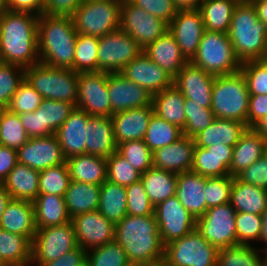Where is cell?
<instances>
[{
	"label": "cell",
	"mask_w": 267,
	"mask_h": 266,
	"mask_svg": "<svg viewBox=\"0 0 267 266\" xmlns=\"http://www.w3.org/2000/svg\"><path fill=\"white\" fill-rule=\"evenodd\" d=\"M38 19L36 14L9 10L0 15V62L24 69L40 62Z\"/></svg>",
	"instance_id": "6da1fadb"
},
{
	"label": "cell",
	"mask_w": 267,
	"mask_h": 266,
	"mask_svg": "<svg viewBox=\"0 0 267 266\" xmlns=\"http://www.w3.org/2000/svg\"><path fill=\"white\" fill-rule=\"evenodd\" d=\"M115 240L124 249L128 262H139L148 266L163 264L165 246L161 241L155 214H127L116 224Z\"/></svg>",
	"instance_id": "7a4b0ae2"
},
{
	"label": "cell",
	"mask_w": 267,
	"mask_h": 266,
	"mask_svg": "<svg viewBox=\"0 0 267 266\" xmlns=\"http://www.w3.org/2000/svg\"><path fill=\"white\" fill-rule=\"evenodd\" d=\"M77 34L71 16L39 15L38 54L40 63L53 68L74 71Z\"/></svg>",
	"instance_id": "3957f363"
},
{
	"label": "cell",
	"mask_w": 267,
	"mask_h": 266,
	"mask_svg": "<svg viewBox=\"0 0 267 266\" xmlns=\"http://www.w3.org/2000/svg\"><path fill=\"white\" fill-rule=\"evenodd\" d=\"M228 36L241 63L267 58V25L249 0H241L232 15Z\"/></svg>",
	"instance_id": "277c9868"
},
{
	"label": "cell",
	"mask_w": 267,
	"mask_h": 266,
	"mask_svg": "<svg viewBox=\"0 0 267 266\" xmlns=\"http://www.w3.org/2000/svg\"><path fill=\"white\" fill-rule=\"evenodd\" d=\"M249 97L246 79L241 71L215 76L211 109L216 118L236 120L247 125Z\"/></svg>",
	"instance_id": "5b68a950"
},
{
	"label": "cell",
	"mask_w": 267,
	"mask_h": 266,
	"mask_svg": "<svg viewBox=\"0 0 267 266\" xmlns=\"http://www.w3.org/2000/svg\"><path fill=\"white\" fill-rule=\"evenodd\" d=\"M25 79L43 99L77 103L78 73L72 69L53 68L39 62L25 69Z\"/></svg>",
	"instance_id": "8992f818"
},
{
	"label": "cell",
	"mask_w": 267,
	"mask_h": 266,
	"mask_svg": "<svg viewBox=\"0 0 267 266\" xmlns=\"http://www.w3.org/2000/svg\"><path fill=\"white\" fill-rule=\"evenodd\" d=\"M191 63L213 76L239 72L242 64L235 55L227 33L207 30Z\"/></svg>",
	"instance_id": "52a82bcc"
},
{
	"label": "cell",
	"mask_w": 267,
	"mask_h": 266,
	"mask_svg": "<svg viewBox=\"0 0 267 266\" xmlns=\"http://www.w3.org/2000/svg\"><path fill=\"white\" fill-rule=\"evenodd\" d=\"M122 0H83L71 16L78 34L102 37L120 28Z\"/></svg>",
	"instance_id": "ba28073f"
},
{
	"label": "cell",
	"mask_w": 267,
	"mask_h": 266,
	"mask_svg": "<svg viewBox=\"0 0 267 266\" xmlns=\"http://www.w3.org/2000/svg\"><path fill=\"white\" fill-rule=\"evenodd\" d=\"M218 249L195 229L165 245L163 266H217Z\"/></svg>",
	"instance_id": "9c48e42d"
},
{
	"label": "cell",
	"mask_w": 267,
	"mask_h": 266,
	"mask_svg": "<svg viewBox=\"0 0 267 266\" xmlns=\"http://www.w3.org/2000/svg\"><path fill=\"white\" fill-rule=\"evenodd\" d=\"M76 247L78 243L72 221L60 226L37 228L30 264L42 265L54 261Z\"/></svg>",
	"instance_id": "30bf717a"
},
{
	"label": "cell",
	"mask_w": 267,
	"mask_h": 266,
	"mask_svg": "<svg viewBox=\"0 0 267 266\" xmlns=\"http://www.w3.org/2000/svg\"><path fill=\"white\" fill-rule=\"evenodd\" d=\"M143 49L121 28L99 37L98 72L118 73Z\"/></svg>",
	"instance_id": "8fae6325"
},
{
	"label": "cell",
	"mask_w": 267,
	"mask_h": 266,
	"mask_svg": "<svg viewBox=\"0 0 267 266\" xmlns=\"http://www.w3.org/2000/svg\"><path fill=\"white\" fill-rule=\"evenodd\" d=\"M236 211L231 203L208 208L197 218L196 230L218 250L237 245Z\"/></svg>",
	"instance_id": "7c38bea8"
},
{
	"label": "cell",
	"mask_w": 267,
	"mask_h": 266,
	"mask_svg": "<svg viewBox=\"0 0 267 266\" xmlns=\"http://www.w3.org/2000/svg\"><path fill=\"white\" fill-rule=\"evenodd\" d=\"M120 28L145 49L168 31V24L135 6L130 0H122Z\"/></svg>",
	"instance_id": "4fadbf2b"
},
{
	"label": "cell",
	"mask_w": 267,
	"mask_h": 266,
	"mask_svg": "<svg viewBox=\"0 0 267 266\" xmlns=\"http://www.w3.org/2000/svg\"><path fill=\"white\" fill-rule=\"evenodd\" d=\"M162 243L165 245L196 229L197 218L174 195L154 207Z\"/></svg>",
	"instance_id": "5bb4252c"
},
{
	"label": "cell",
	"mask_w": 267,
	"mask_h": 266,
	"mask_svg": "<svg viewBox=\"0 0 267 266\" xmlns=\"http://www.w3.org/2000/svg\"><path fill=\"white\" fill-rule=\"evenodd\" d=\"M76 108L90 116L111 117L107 72L78 73Z\"/></svg>",
	"instance_id": "9a60e30c"
},
{
	"label": "cell",
	"mask_w": 267,
	"mask_h": 266,
	"mask_svg": "<svg viewBox=\"0 0 267 266\" xmlns=\"http://www.w3.org/2000/svg\"><path fill=\"white\" fill-rule=\"evenodd\" d=\"M168 31L180 47L183 57L187 62H191L196 56L205 31L200 10H178L176 16L168 24Z\"/></svg>",
	"instance_id": "2e32d148"
},
{
	"label": "cell",
	"mask_w": 267,
	"mask_h": 266,
	"mask_svg": "<svg viewBox=\"0 0 267 266\" xmlns=\"http://www.w3.org/2000/svg\"><path fill=\"white\" fill-rule=\"evenodd\" d=\"M71 221L78 246L86 251L115 240L116 224L106 219L99 211L79 214Z\"/></svg>",
	"instance_id": "e0dca14e"
},
{
	"label": "cell",
	"mask_w": 267,
	"mask_h": 266,
	"mask_svg": "<svg viewBox=\"0 0 267 266\" xmlns=\"http://www.w3.org/2000/svg\"><path fill=\"white\" fill-rule=\"evenodd\" d=\"M17 157L18 163L38 171L66 163V158L55 134L29 138L17 150Z\"/></svg>",
	"instance_id": "ac0fdd59"
},
{
	"label": "cell",
	"mask_w": 267,
	"mask_h": 266,
	"mask_svg": "<svg viewBox=\"0 0 267 266\" xmlns=\"http://www.w3.org/2000/svg\"><path fill=\"white\" fill-rule=\"evenodd\" d=\"M107 91L111 102V116L125 110L152 105V94L126 79L120 72H107Z\"/></svg>",
	"instance_id": "d6986e66"
},
{
	"label": "cell",
	"mask_w": 267,
	"mask_h": 266,
	"mask_svg": "<svg viewBox=\"0 0 267 266\" xmlns=\"http://www.w3.org/2000/svg\"><path fill=\"white\" fill-rule=\"evenodd\" d=\"M214 80L215 76L187 62L173 79V84L185 98L193 100V103L201 107L211 108Z\"/></svg>",
	"instance_id": "ffe728a7"
},
{
	"label": "cell",
	"mask_w": 267,
	"mask_h": 266,
	"mask_svg": "<svg viewBox=\"0 0 267 266\" xmlns=\"http://www.w3.org/2000/svg\"><path fill=\"white\" fill-rule=\"evenodd\" d=\"M120 73L126 79L145 88L152 95L173 85V78L144 52L127 64Z\"/></svg>",
	"instance_id": "44dd1931"
},
{
	"label": "cell",
	"mask_w": 267,
	"mask_h": 266,
	"mask_svg": "<svg viewBox=\"0 0 267 266\" xmlns=\"http://www.w3.org/2000/svg\"><path fill=\"white\" fill-rule=\"evenodd\" d=\"M194 148V138L183 135L153 152V167L175 174L191 171Z\"/></svg>",
	"instance_id": "7402d4cb"
},
{
	"label": "cell",
	"mask_w": 267,
	"mask_h": 266,
	"mask_svg": "<svg viewBox=\"0 0 267 266\" xmlns=\"http://www.w3.org/2000/svg\"><path fill=\"white\" fill-rule=\"evenodd\" d=\"M233 147L211 145L195 146L191 171L204 177H222L230 175Z\"/></svg>",
	"instance_id": "603a6c76"
},
{
	"label": "cell",
	"mask_w": 267,
	"mask_h": 266,
	"mask_svg": "<svg viewBox=\"0 0 267 266\" xmlns=\"http://www.w3.org/2000/svg\"><path fill=\"white\" fill-rule=\"evenodd\" d=\"M153 113V106L149 105L113 114L111 119L117 145L127 141L143 140Z\"/></svg>",
	"instance_id": "cb8c5ba5"
},
{
	"label": "cell",
	"mask_w": 267,
	"mask_h": 266,
	"mask_svg": "<svg viewBox=\"0 0 267 266\" xmlns=\"http://www.w3.org/2000/svg\"><path fill=\"white\" fill-rule=\"evenodd\" d=\"M89 117L90 115L84 110L75 108L64 124L56 130L55 136L66 159L85 154L86 127Z\"/></svg>",
	"instance_id": "d4e9b609"
},
{
	"label": "cell",
	"mask_w": 267,
	"mask_h": 266,
	"mask_svg": "<svg viewBox=\"0 0 267 266\" xmlns=\"http://www.w3.org/2000/svg\"><path fill=\"white\" fill-rule=\"evenodd\" d=\"M117 151L111 117L90 116L86 127L85 154L110 157Z\"/></svg>",
	"instance_id": "484cf974"
},
{
	"label": "cell",
	"mask_w": 267,
	"mask_h": 266,
	"mask_svg": "<svg viewBox=\"0 0 267 266\" xmlns=\"http://www.w3.org/2000/svg\"><path fill=\"white\" fill-rule=\"evenodd\" d=\"M0 228L33 241L37 231L33 202L11 199L0 218Z\"/></svg>",
	"instance_id": "4316f807"
},
{
	"label": "cell",
	"mask_w": 267,
	"mask_h": 266,
	"mask_svg": "<svg viewBox=\"0 0 267 266\" xmlns=\"http://www.w3.org/2000/svg\"><path fill=\"white\" fill-rule=\"evenodd\" d=\"M206 177L192 171L179 173L175 196L195 218L203 216L206 211L205 201Z\"/></svg>",
	"instance_id": "83f0119b"
},
{
	"label": "cell",
	"mask_w": 267,
	"mask_h": 266,
	"mask_svg": "<svg viewBox=\"0 0 267 266\" xmlns=\"http://www.w3.org/2000/svg\"><path fill=\"white\" fill-rule=\"evenodd\" d=\"M143 52L173 79L187 63L180 51V47L169 31L149 44L143 49Z\"/></svg>",
	"instance_id": "f1b7e54d"
},
{
	"label": "cell",
	"mask_w": 267,
	"mask_h": 266,
	"mask_svg": "<svg viewBox=\"0 0 267 266\" xmlns=\"http://www.w3.org/2000/svg\"><path fill=\"white\" fill-rule=\"evenodd\" d=\"M247 128L246 124L236 120L216 118L211 125L194 137L195 146L206 148L222 144L234 147Z\"/></svg>",
	"instance_id": "f546056e"
},
{
	"label": "cell",
	"mask_w": 267,
	"mask_h": 266,
	"mask_svg": "<svg viewBox=\"0 0 267 266\" xmlns=\"http://www.w3.org/2000/svg\"><path fill=\"white\" fill-rule=\"evenodd\" d=\"M265 142L266 139L253 128H247L233 147V156L229 167L230 176L236 177L259 160L264 155Z\"/></svg>",
	"instance_id": "4dcf8cb0"
},
{
	"label": "cell",
	"mask_w": 267,
	"mask_h": 266,
	"mask_svg": "<svg viewBox=\"0 0 267 266\" xmlns=\"http://www.w3.org/2000/svg\"><path fill=\"white\" fill-rule=\"evenodd\" d=\"M71 180L102 185L107 180V160L90 154L66 159Z\"/></svg>",
	"instance_id": "1f68e13d"
},
{
	"label": "cell",
	"mask_w": 267,
	"mask_h": 266,
	"mask_svg": "<svg viewBox=\"0 0 267 266\" xmlns=\"http://www.w3.org/2000/svg\"><path fill=\"white\" fill-rule=\"evenodd\" d=\"M33 206L36 228L60 226L71 221L63 196L38 194Z\"/></svg>",
	"instance_id": "d6a6232c"
},
{
	"label": "cell",
	"mask_w": 267,
	"mask_h": 266,
	"mask_svg": "<svg viewBox=\"0 0 267 266\" xmlns=\"http://www.w3.org/2000/svg\"><path fill=\"white\" fill-rule=\"evenodd\" d=\"M230 203L236 212L262 215L267 210V190L233 177Z\"/></svg>",
	"instance_id": "836d02e7"
},
{
	"label": "cell",
	"mask_w": 267,
	"mask_h": 266,
	"mask_svg": "<svg viewBox=\"0 0 267 266\" xmlns=\"http://www.w3.org/2000/svg\"><path fill=\"white\" fill-rule=\"evenodd\" d=\"M39 173L38 170L17 163L3 182L11 199L33 202L39 194Z\"/></svg>",
	"instance_id": "e575fe53"
},
{
	"label": "cell",
	"mask_w": 267,
	"mask_h": 266,
	"mask_svg": "<svg viewBox=\"0 0 267 266\" xmlns=\"http://www.w3.org/2000/svg\"><path fill=\"white\" fill-rule=\"evenodd\" d=\"M64 199L71 219L79 214L98 211L100 185L71 180Z\"/></svg>",
	"instance_id": "d590c367"
},
{
	"label": "cell",
	"mask_w": 267,
	"mask_h": 266,
	"mask_svg": "<svg viewBox=\"0 0 267 266\" xmlns=\"http://www.w3.org/2000/svg\"><path fill=\"white\" fill-rule=\"evenodd\" d=\"M32 241L0 228V265L32 266Z\"/></svg>",
	"instance_id": "8d00e7d4"
},
{
	"label": "cell",
	"mask_w": 267,
	"mask_h": 266,
	"mask_svg": "<svg viewBox=\"0 0 267 266\" xmlns=\"http://www.w3.org/2000/svg\"><path fill=\"white\" fill-rule=\"evenodd\" d=\"M184 95L173 84L159 93L152 95V106L154 113L184 129L186 116L184 112Z\"/></svg>",
	"instance_id": "74e56055"
},
{
	"label": "cell",
	"mask_w": 267,
	"mask_h": 266,
	"mask_svg": "<svg viewBox=\"0 0 267 266\" xmlns=\"http://www.w3.org/2000/svg\"><path fill=\"white\" fill-rule=\"evenodd\" d=\"M241 0H202L199 10L207 31L228 33L235 7Z\"/></svg>",
	"instance_id": "f35d334b"
},
{
	"label": "cell",
	"mask_w": 267,
	"mask_h": 266,
	"mask_svg": "<svg viewBox=\"0 0 267 266\" xmlns=\"http://www.w3.org/2000/svg\"><path fill=\"white\" fill-rule=\"evenodd\" d=\"M177 177L178 174L154 167L141 174L144 189L154 207L175 195Z\"/></svg>",
	"instance_id": "ab89813d"
},
{
	"label": "cell",
	"mask_w": 267,
	"mask_h": 266,
	"mask_svg": "<svg viewBox=\"0 0 267 266\" xmlns=\"http://www.w3.org/2000/svg\"><path fill=\"white\" fill-rule=\"evenodd\" d=\"M98 211L112 223L120 222L127 215L126 187L106 180L100 186Z\"/></svg>",
	"instance_id": "60d3db41"
},
{
	"label": "cell",
	"mask_w": 267,
	"mask_h": 266,
	"mask_svg": "<svg viewBox=\"0 0 267 266\" xmlns=\"http://www.w3.org/2000/svg\"><path fill=\"white\" fill-rule=\"evenodd\" d=\"M75 108L76 104L73 103L43 99L36 109L39 114L40 137L55 134Z\"/></svg>",
	"instance_id": "b9f144b4"
},
{
	"label": "cell",
	"mask_w": 267,
	"mask_h": 266,
	"mask_svg": "<svg viewBox=\"0 0 267 266\" xmlns=\"http://www.w3.org/2000/svg\"><path fill=\"white\" fill-rule=\"evenodd\" d=\"M182 136V129L177 125L167 122L153 113L143 140L149 149L154 152L159 148L176 142Z\"/></svg>",
	"instance_id": "7bdbcfd3"
},
{
	"label": "cell",
	"mask_w": 267,
	"mask_h": 266,
	"mask_svg": "<svg viewBox=\"0 0 267 266\" xmlns=\"http://www.w3.org/2000/svg\"><path fill=\"white\" fill-rule=\"evenodd\" d=\"M255 247L254 244H238L219 249L217 266H262L264 252Z\"/></svg>",
	"instance_id": "ee69618b"
},
{
	"label": "cell",
	"mask_w": 267,
	"mask_h": 266,
	"mask_svg": "<svg viewBox=\"0 0 267 266\" xmlns=\"http://www.w3.org/2000/svg\"><path fill=\"white\" fill-rule=\"evenodd\" d=\"M99 37L77 34L74 56L76 73L98 72Z\"/></svg>",
	"instance_id": "f6af8a7d"
},
{
	"label": "cell",
	"mask_w": 267,
	"mask_h": 266,
	"mask_svg": "<svg viewBox=\"0 0 267 266\" xmlns=\"http://www.w3.org/2000/svg\"><path fill=\"white\" fill-rule=\"evenodd\" d=\"M28 139L19 115L6 109L0 118V145L18 150Z\"/></svg>",
	"instance_id": "bcb514c9"
},
{
	"label": "cell",
	"mask_w": 267,
	"mask_h": 266,
	"mask_svg": "<svg viewBox=\"0 0 267 266\" xmlns=\"http://www.w3.org/2000/svg\"><path fill=\"white\" fill-rule=\"evenodd\" d=\"M71 182L67 163L52 166L39 173V194L65 196Z\"/></svg>",
	"instance_id": "7dc6e473"
},
{
	"label": "cell",
	"mask_w": 267,
	"mask_h": 266,
	"mask_svg": "<svg viewBox=\"0 0 267 266\" xmlns=\"http://www.w3.org/2000/svg\"><path fill=\"white\" fill-rule=\"evenodd\" d=\"M184 105L186 116L185 127L182 130L184 136L194 138L216 119L211 108L201 107L197 103H193L191 99L185 98Z\"/></svg>",
	"instance_id": "c3c4849f"
},
{
	"label": "cell",
	"mask_w": 267,
	"mask_h": 266,
	"mask_svg": "<svg viewBox=\"0 0 267 266\" xmlns=\"http://www.w3.org/2000/svg\"><path fill=\"white\" fill-rule=\"evenodd\" d=\"M117 152L141 174L153 167V152L144 140L122 142L117 145Z\"/></svg>",
	"instance_id": "681fc988"
},
{
	"label": "cell",
	"mask_w": 267,
	"mask_h": 266,
	"mask_svg": "<svg viewBox=\"0 0 267 266\" xmlns=\"http://www.w3.org/2000/svg\"><path fill=\"white\" fill-rule=\"evenodd\" d=\"M86 262L88 266H124L128 260L122 246L113 240L87 251Z\"/></svg>",
	"instance_id": "f907efd6"
},
{
	"label": "cell",
	"mask_w": 267,
	"mask_h": 266,
	"mask_svg": "<svg viewBox=\"0 0 267 266\" xmlns=\"http://www.w3.org/2000/svg\"><path fill=\"white\" fill-rule=\"evenodd\" d=\"M107 160V180L120 186H129L141 179L138 172L123 156L117 151Z\"/></svg>",
	"instance_id": "816d5d0a"
},
{
	"label": "cell",
	"mask_w": 267,
	"mask_h": 266,
	"mask_svg": "<svg viewBox=\"0 0 267 266\" xmlns=\"http://www.w3.org/2000/svg\"><path fill=\"white\" fill-rule=\"evenodd\" d=\"M240 71L246 79L250 95L267 94V58L244 62Z\"/></svg>",
	"instance_id": "f5cc1de1"
},
{
	"label": "cell",
	"mask_w": 267,
	"mask_h": 266,
	"mask_svg": "<svg viewBox=\"0 0 267 266\" xmlns=\"http://www.w3.org/2000/svg\"><path fill=\"white\" fill-rule=\"evenodd\" d=\"M24 79V68L14 64L0 62V103L6 108Z\"/></svg>",
	"instance_id": "db71d44e"
},
{
	"label": "cell",
	"mask_w": 267,
	"mask_h": 266,
	"mask_svg": "<svg viewBox=\"0 0 267 266\" xmlns=\"http://www.w3.org/2000/svg\"><path fill=\"white\" fill-rule=\"evenodd\" d=\"M235 226L237 245H253L252 241L259 242L262 232V215L236 212Z\"/></svg>",
	"instance_id": "11a10c76"
},
{
	"label": "cell",
	"mask_w": 267,
	"mask_h": 266,
	"mask_svg": "<svg viewBox=\"0 0 267 266\" xmlns=\"http://www.w3.org/2000/svg\"><path fill=\"white\" fill-rule=\"evenodd\" d=\"M43 97L24 79L7 106L10 112L18 115L34 112L42 103Z\"/></svg>",
	"instance_id": "9f6ffc18"
},
{
	"label": "cell",
	"mask_w": 267,
	"mask_h": 266,
	"mask_svg": "<svg viewBox=\"0 0 267 266\" xmlns=\"http://www.w3.org/2000/svg\"><path fill=\"white\" fill-rule=\"evenodd\" d=\"M233 185V176L206 177L205 201L206 207L211 208L231 200V189Z\"/></svg>",
	"instance_id": "6f0895ef"
},
{
	"label": "cell",
	"mask_w": 267,
	"mask_h": 266,
	"mask_svg": "<svg viewBox=\"0 0 267 266\" xmlns=\"http://www.w3.org/2000/svg\"><path fill=\"white\" fill-rule=\"evenodd\" d=\"M127 214L131 216H148L154 214V205L148 198L141 179L126 186Z\"/></svg>",
	"instance_id": "680465c9"
},
{
	"label": "cell",
	"mask_w": 267,
	"mask_h": 266,
	"mask_svg": "<svg viewBox=\"0 0 267 266\" xmlns=\"http://www.w3.org/2000/svg\"><path fill=\"white\" fill-rule=\"evenodd\" d=\"M135 6H138L153 16L169 24L176 16L178 9L173 0H130Z\"/></svg>",
	"instance_id": "91938a15"
},
{
	"label": "cell",
	"mask_w": 267,
	"mask_h": 266,
	"mask_svg": "<svg viewBox=\"0 0 267 266\" xmlns=\"http://www.w3.org/2000/svg\"><path fill=\"white\" fill-rule=\"evenodd\" d=\"M240 181L267 190V158L263 155L236 176Z\"/></svg>",
	"instance_id": "94428289"
},
{
	"label": "cell",
	"mask_w": 267,
	"mask_h": 266,
	"mask_svg": "<svg viewBox=\"0 0 267 266\" xmlns=\"http://www.w3.org/2000/svg\"><path fill=\"white\" fill-rule=\"evenodd\" d=\"M83 0H43V14L72 16Z\"/></svg>",
	"instance_id": "6125c7cd"
},
{
	"label": "cell",
	"mask_w": 267,
	"mask_h": 266,
	"mask_svg": "<svg viewBox=\"0 0 267 266\" xmlns=\"http://www.w3.org/2000/svg\"><path fill=\"white\" fill-rule=\"evenodd\" d=\"M267 115V94L250 95L247 114V127L252 128Z\"/></svg>",
	"instance_id": "be15d7a7"
},
{
	"label": "cell",
	"mask_w": 267,
	"mask_h": 266,
	"mask_svg": "<svg viewBox=\"0 0 267 266\" xmlns=\"http://www.w3.org/2000/svg\"><path fill=\"white\" fill-rule=\"evenodd\" d=\"M86 253V250L78 246L54 261L33 266H82L86 262Z\"/></svg>",
	"instance_id": "e7e4bbea"
},
{
	"label": "cell",
	"mask_w": 267,
	"mask_h": 266,
	"mask_svg": "<svg viewBox=\"0 0 267 266\" xmlns=\"http://www.w3.org/2000/svg\"><path fill=\"white\" fill-rule=\"evenodd\" d=\"M17 163V150L0 145V183L7 179Z\"/></svg>",
	"instance_id": "03108f58"
},
{
	"label": "cell",
	"mask_w": 267,
	"mask_h": 266,
	"mask_svg": "<svg viewBox=\"0 0 267 266\" xmlns=\"http://www.w3.org/2000/svg\"><path fill=\"white\" fill-rule=\"evenodd\" d=\"M6 8L13 12L43 14V0H6Z\"/></svg>",
	"instance_id": "003e7915"
},
{
	"label": "cell",
	"mask_w": 267,
	"mask_h": 266,
	"mask_svg": "<svg viewBox=\"0 0 267 266\" xmlns=\"http://www.w3.org/2000/svg\"><path fill=\"white\" fill-rule=\"evenodd\" d=\"M19 117L29 138L40 137V121L37 111L23 113Z\"/></svg>",
	"instance_id": "a7ac6f4b"
},
{
	"label": "cell",
	"mask_w": 267,
	"mask_h": 266,
	"mask_svg": "<svg viewBox=\"0 0 267 266\" xmlns=\"http://www.w3.org/2000/svg\"><path fill=\"white\" fill-rule=\"evenodd\" d=\"M256 9L260 21L267 25V0H249Z\"/></svg>",
	"instance_id": "89a4df30"
},
{
	"label": "cell",
	"mask_w": 267,
	"mask_h": 266,
	"mask_svg": "<svg viewBox=\"0 0 267 266\" xmlns=\"http://www.w3.org/2000/svg\"><path fill=\"white\" fill-rule=\"evenodd\" d=\"M202 0H173L178 10L199 9Z\"/></svg>",
	"instance_id": "2644e50d"
},
{
	"label": "cell",
	"mask_w": 267,
	"mask_h": 266,
	"mask_svg": "<svg viewBox=\"0 0 267 266\" xmlns=\"http://www.w3.org/2000/svg\"><path fill=\"white\" fill-rule=\"evenodd\" d=\"M11 200L10 194L3 183H0V218L5 210L6 205Z\"/></svg>",
	"instance_id": "8c879c8a"
},
{
	"label": "cell",
	"mask_w": 267,
	"mask_h": 266,
	"mask_svg": "<svg viewBox=\"0 0 267 266\" xmlns=\"http://www.w3.org/2000/svg\"><path fill=\"white\" fill-rule=\"evenodd\" d=\"M259 241L266 244L260 250L267 253V210L262 214V232Z\"/></svg>",
	"instance_id": "753ad0ef"
},
{
	"label": "cell",
	"mask_w": 267,
	"mask_h": 266,
	"mask_svg": "<svg viewBox=\"0 0 267 266\" xmlns=\"http://www.w3.org/2000/svg\"><path fill=\"white\" fill-rule=\"evenodd\" d=\"M252 128L263 138L267 139V115L258 121Z\"/></svg>",
	"instance_id": "34e18365"
},
{
	"label": "cell",
	"mask_w": 267,
	"mask_h": 266,
	"mask_svg": "<svg viewBox=\"0 0 267 266\" xmlns=\"http://www.w3.org/2000/svg\"><path fill=\"white\" fill-rule=\"evenodd\" d=\"M7 10L6 8V0H0V15Z\"/></svg>",
	"instance_id": "11e5206c"
},
{
	"label": "cell",
	"mask_w": 267,
	"mask_h": 266,
	"mask_svg": "<svg viewBox=\"0 0 267 266\" xmlns=\"http://www.w3.org/2000/svg\"><path fill=\"white\" fill-rule=\"evenodd\" d=\"M124 266H148L139 262H127Z\"/></svg>",
	"instance_id": "2a66077c"
},
{
	"label": "cell",
	"mask_w": 267,
	"mask_h": 266,
	"mask_svg": "<svg viewBox=\"0 0 267 266\" xmlns=\"http://www.w3.org/2000/svg\"><path fill=\"white\" fill-rule=\"evenodd\" d=\"M6 109L7 108L3 104L0 103V118L2 117V114Z\"/></svg>",
	"instance_id": "b9fcfbb0"
},
{
	"label": "cell",
	"mask_w": 267,
	"mask_h": 266,
	"mask_svg": "<svg viewBox=\"0 0 267 266\" xmlns=\"http://www.w3.org/2000/svg\"><path fill=\"white\" fill-rule=\"evenodd\" d=\"M262 266H267V253H264V257L262 260Z\"/></svg>",
	"instance_id": "09005b40"
},
{
	"label": "cell",
	"mask_w": 267,
	"mask_h": 266,
	"mask_svg": "<svg viewBox=\"0 0 267 266\" xmlns=\"http://www.w3.org/2000/svg\"><path fill=\"white\" fill-rule=\"evenodd\" d=\"M264 156L267 158V139L264 145Z\"/></svg>",
	"instance_id": "979ff035"
},
{
	"label": "cell",
	"mask_w": 267,
	"mask_h": 266,
	"mask_svg": "<svg viewBox=\"0 0 267 266\" xmlns=\"http://www.w3.org/2000/svg\"><path fill=\"white\" fill-rule=\"evenodd\" d=\"M82 266H88L87 262H85Z\"/></svg>",
	"instance_id": "deb4b68c"
}]
</instances>
